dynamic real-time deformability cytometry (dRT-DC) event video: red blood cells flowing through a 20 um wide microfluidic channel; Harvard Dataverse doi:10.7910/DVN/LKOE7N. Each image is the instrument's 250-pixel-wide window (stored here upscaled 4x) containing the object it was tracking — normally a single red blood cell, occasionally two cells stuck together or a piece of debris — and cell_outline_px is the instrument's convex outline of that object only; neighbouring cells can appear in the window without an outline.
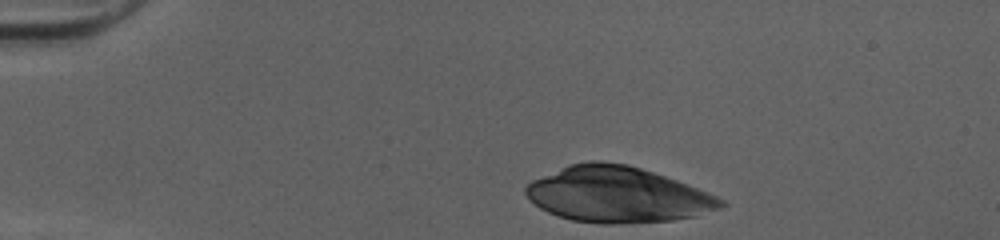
{"species": "human", "species_latin": "Homo sapiens", "temperature_condition": "cold", "stored_images_in_passage": 34, "camera_frame_rate_fps": 3000, "um_per_image_px": 0.085, "donor": {"sex": "female"}, "frame": {"image": 1, "passage_image": 1, "time_ms": 0.0, "image_size_px": [1000, 240], "cell_outline_px": [[728, 204], [720, 208], [696, 216], [672, 220], [612, 224], [600, 224], [572, 220], [556, 216], [540, 208], [524, 192], [524, 188], [532, 180], [568, 164], [592, 160], [600, 160], [628, 164], [688, 184], [708, 192], [724, 200]], "centroid_in_image_um": [52.48, 16.54], "position_along_channel_um": 32.5, "area_um2": 63.29}}